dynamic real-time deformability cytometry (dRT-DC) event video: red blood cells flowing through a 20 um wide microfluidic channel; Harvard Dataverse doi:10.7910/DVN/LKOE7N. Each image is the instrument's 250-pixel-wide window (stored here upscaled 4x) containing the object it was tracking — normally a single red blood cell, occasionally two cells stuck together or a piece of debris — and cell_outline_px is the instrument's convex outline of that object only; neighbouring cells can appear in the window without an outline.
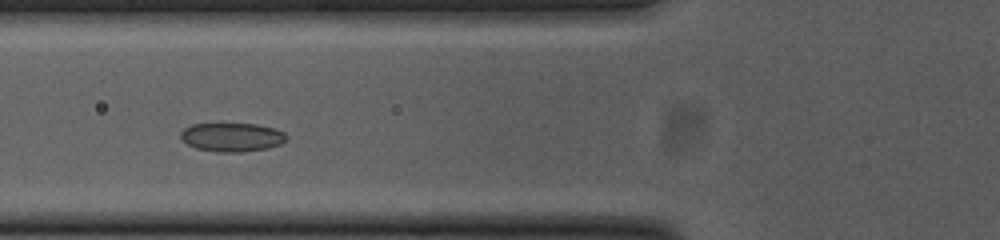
{"species": "common noctule bat (a hibernating species)", "species_latin": "Nyctalus noctula", "temperature_condition": "cold", "stored_images_in_passage": 39, "camera_frame_rate_fps": 3000, "um_per_image_px": 0.085, "animal": {"sex": "female", "body_mass_g": 23.0, "forearm_length_mm": 53.4}, "frame": {"image": 1, "passage_image": 5, "time_ms": 1.333, "image_size_px": [1000, 240], "cell_outline_px": [[288, 140], [280, 144], [268, 148], [240, 152], [216, 152], [196, 148], [180, 140], [180, 132], [184, 128], [192, 124], [220, 120], [256, 124], [276, 128], [284, 132], [288, 136]], "centroid_in_image_um": [19.69, 11.6], "position_along_channel_um": 106.1, "area_um2": 18.84}}
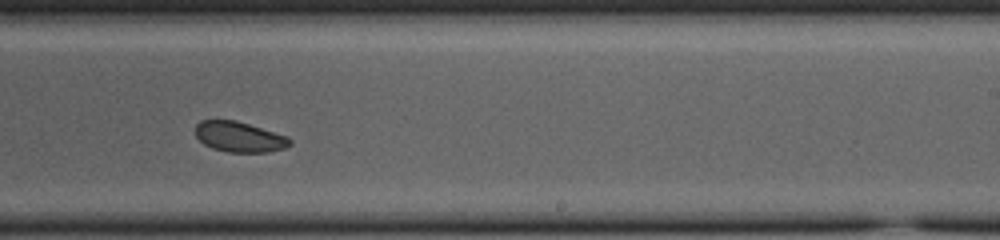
{"frame": {"image": 2, "passage_image": 18, "time_ms": 5.667, "image_size_px": [1000, 240], "cell_outline_px": [[292, 144], [284, 148], [268, 152], [228, 152], [212, 148], [204, 144], [196, 136], [196, 124], [200, 120], [236, 120], [288, 136], [292, 140]], "centroid_in_image_um": [20.36, 11.63], "position_along_channel_um": 268.6, "area_um2": 16.76}}
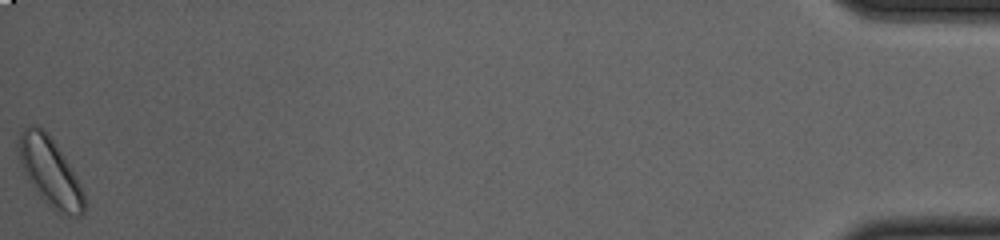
{"frame": {"image": 3, "passage_image": 39, "time_ms": 12.667, "image_size_px": [1000, 240], "cell_outline_px": [[84, 216], [60, 216], [40, 196], [28, 180], [20, 164], [20, 132], [24, 128], [32, 124], [36, 124], [44, 128], [64, 156], [76, 176], [84, 192]], "centroid_in_image_um": [4.28, 14.65], "position_along_channel_um": 430.9, "area_um2": 26.01}, "authors_computed_cell_mechanics": {"area_um2": 17.8602, "velocity_mm_per_s": 3.772, "shape_relaxation_time_tau1_ms": 0.7939, "shape_relaxation_time_tau2_ms": null, "deformation_change_tau1": 0.0661, "deformation_change_tau2": null}}